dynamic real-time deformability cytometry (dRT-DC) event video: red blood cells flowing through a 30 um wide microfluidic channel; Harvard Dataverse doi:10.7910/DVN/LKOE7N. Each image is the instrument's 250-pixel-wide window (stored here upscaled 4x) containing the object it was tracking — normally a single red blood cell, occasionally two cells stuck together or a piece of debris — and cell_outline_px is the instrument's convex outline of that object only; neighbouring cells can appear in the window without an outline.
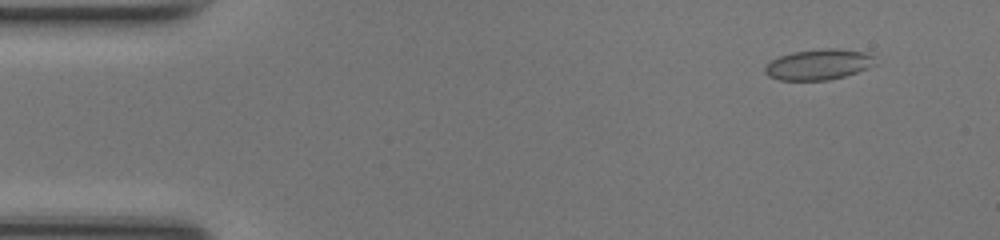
{"species": "common noctule bat (a hibernating species)", "species_latin": "Nyctalus noctula", "temperature_condition": "room temperature", "stored_images_in_passage": 49, "camera_frame_rate_fps": 3000, "um_per_image_px": 0.085, "animal": {"sex": "female", "body_mass_g": 17.0, "forearm_length_mm": 48.0}, "frame": {"image": 1, "passage_image": 5, "time_ms": 1.333, "image_size_px": [1000, 240], "cell_outline_px": [[876, 64], [868, 68], [844, 76], [828, 80], [780, 80], [768, 76], [764, 72], [764, 68], [772, 60], [780, 56], [792, 52], [828, 48], [832, 48], [864, 52], [872, 56]], "centroid_in_image_um": [69.56, 5.49], "position_along_channel_um": 15.4, "area_um2": 19.42}}
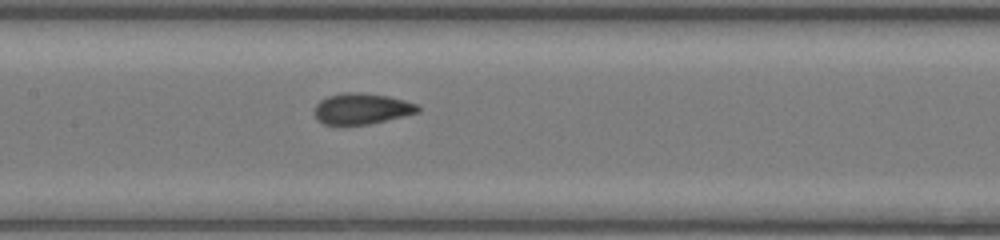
{"frame": {"image": 2, "passage_image": 24, "time_ms": 7.667, "image_size_px": [1000, 240], "cell_outline_px": [[420, 112], [368, 124], [324, 124], [316, 120], [312, 112], [316, 104], [320, 100], [328, 96], [344, 92], [360, 92], [388, 96], [404, 100], [416, 104], [420, 108]], "centroid_in_image_um": [30.7, 9.23], "position_along_channel_um": 176.7, "area_um2": 18.67}}
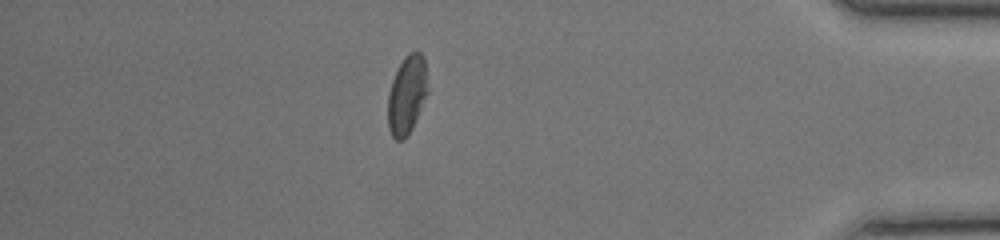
{"frame": {"image": 3, "passage_image": 43, "time_ms": 14.0, "image_size_px": [1000, 240], "cell_outline_px": [[428, 92], [412, 128], [404, 140], [396, 140], [392, 136], [388, 128], [388, 92], [392, 80], [404, 56], [408, 52], [420, 52], [424, 56], [428, 88]], "centroid_in_image_um": [34.59, 8.06], "position_along_channel_um": 400.6, "area_um2": 18.26}, "authors_computed_cell_mechanics": {"area_um2": 18.785, "velocity_mm_per_s": 4.2402, "shape_relaxation_time_tau1_ms": 6.2985, "shape_relaxation_time_tau2_ms": 0.6573, "deformation_change_tau1": 0.1625, "deformation_change_tau2": 0.0488}}